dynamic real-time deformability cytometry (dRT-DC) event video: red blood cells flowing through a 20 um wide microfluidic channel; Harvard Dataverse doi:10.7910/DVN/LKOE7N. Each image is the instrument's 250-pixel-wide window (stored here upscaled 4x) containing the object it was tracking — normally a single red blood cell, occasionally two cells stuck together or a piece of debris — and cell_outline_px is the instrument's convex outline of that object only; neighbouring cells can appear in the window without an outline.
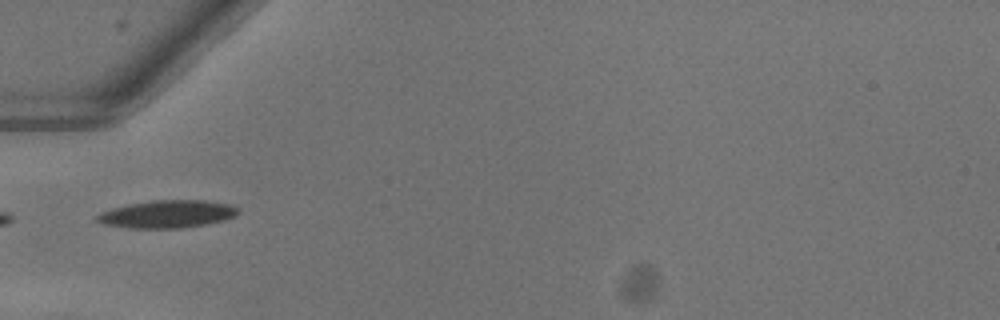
{"species": "common noctule bat (a hibernating species)", "species_latin": "Nyctalus noctula", "temperature_condition": "warm", "stored_images_in_passage": 35, "camera_frame_rate_fps": 3000, "um_per_image_px": 0.085, "animal": {"sex": "female"}, "frame": {"image": 1, "passage_image": 1, "time_ms": 0.0, "image_size_px": [1000, 320], "cell_outline_px": [[240, 212], [236, 216], [224, 220], [204, 224], [180, 228], [128, 228], [100, 224], [96, 220], [96, 216], [100, 212], [112, 208], [128, 204], [152, 200], [204, 200], [228, 204], [236, 208]], "centroid_in_image_um": [14.17, 18.2], "position_along_channel_um": 70.8, "area_um2": 22.77}}
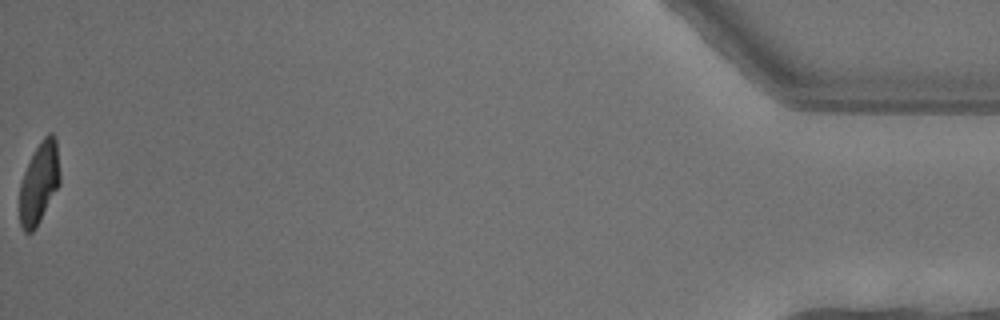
{"frame": {"image": 2, "passage_image": 35, "time_ms": 11.333, "image_size_px": [1000, 320], "cell_outline_px": [[60, 184], [36, 228], [32, 232], [24, 232], [20, 224], [20, 184], [24, 172], [40, 140], [48, 132], [52, 132], [56, 140], [60, 172]], "centroid_in_image_um": [3.34, 15.54], "position_along_channel_um": 431.9, "area_um2": 19.07}, "authors_computed_cell_mechanics": {"area_um2": 21.5016, "velocity_mm_per_s": 4.0448, "shape_relaxation_time_tau1_ms": 3.721, "shape_relaxation_time_tau2_ms": 2.585, "deformation_change_tau1": 0.163, "deformation_change_tau2": 0.0737}}